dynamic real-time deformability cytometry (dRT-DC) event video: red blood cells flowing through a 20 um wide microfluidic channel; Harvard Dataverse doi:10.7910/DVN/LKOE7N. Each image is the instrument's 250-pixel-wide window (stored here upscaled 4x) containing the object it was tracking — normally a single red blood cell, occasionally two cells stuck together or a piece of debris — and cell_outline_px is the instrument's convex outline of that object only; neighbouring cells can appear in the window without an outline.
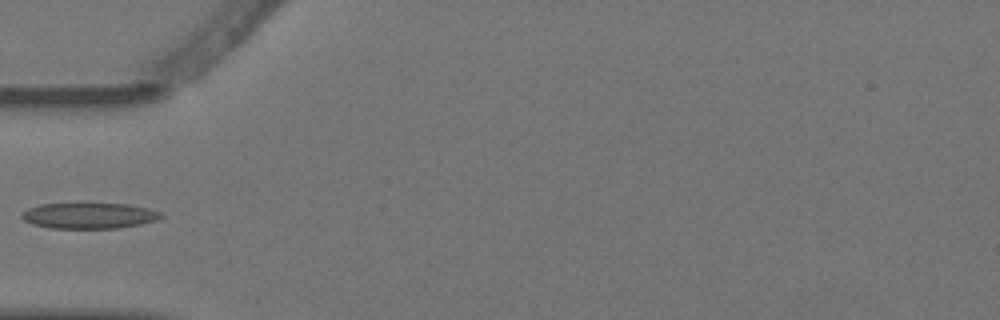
{"species": "Egyptian fruit bat (a non-hibernating species)", "species_latin": "Rousettus aegyptiacus", "temperature_condition": "warm", "stored_images_in_passage": 3, "camera_frame_rate_fps": 3000, "um_per_image_px": 0.085, "animal": {"sex": "female"}, "frame": {"image": 1, "passage_image": 3, "time_ms": 0.667, "image_size_px": [1000, 320], "cell_outline_px": [[160, 216], [156, 220], [140, 224], [116, 228], [52, 228], [32, 224], [24, 220], [20, 216], [20, 212], [28, 208], [40, 204], [80, 200], [128, 204], [148, 208], [160, 212]], "centroid_in_image_um": [7.48, 18.27], "position_along_channel_um": 77.5, "area_um2": 21.96}}